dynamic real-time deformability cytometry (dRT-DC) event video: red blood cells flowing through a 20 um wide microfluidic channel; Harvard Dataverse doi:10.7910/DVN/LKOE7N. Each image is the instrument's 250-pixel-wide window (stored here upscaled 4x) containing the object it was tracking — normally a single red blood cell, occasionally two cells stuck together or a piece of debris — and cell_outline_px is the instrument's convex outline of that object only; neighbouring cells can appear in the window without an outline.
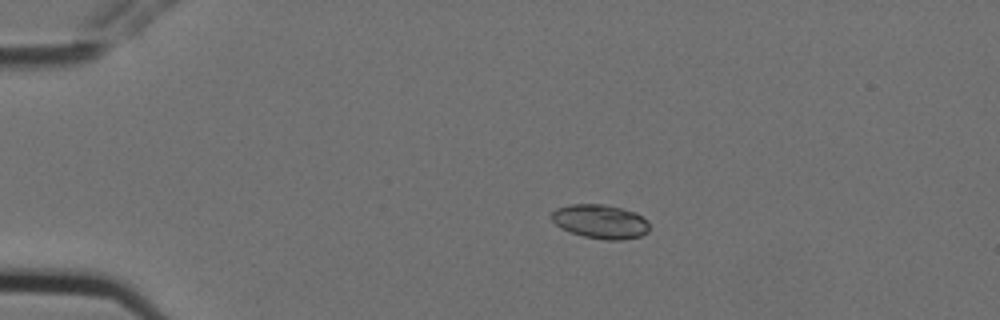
{"species": "Egyptian fruit bat (a non-hibernating species)", "species_latin": "Rousettus aegyptiacus", "temperature_condition": "cold", "stored_images_in_passage": 2, "camera_frame_rate_fps": 3000, "um_per_image_px": 0.085, "animal": {"sex": "female"}, "frame": {"image": 1, "passage_image": 1, "time_ms": 0.0, "image_size_px": [1000, 320], "cell_outline_px": [[648, 232], [640, 236], [624, 240], [608, 240], [584, 236], [572, 232], [556, 224], [552, 220], [552, 212], [556, 208], [572, 204], [604, 204], [636, 212], [648, 220]], "centroid_in_image_um": [51.07, 18.82], "position_along_channel_um": 33.9, "area_um2": 19.25}}